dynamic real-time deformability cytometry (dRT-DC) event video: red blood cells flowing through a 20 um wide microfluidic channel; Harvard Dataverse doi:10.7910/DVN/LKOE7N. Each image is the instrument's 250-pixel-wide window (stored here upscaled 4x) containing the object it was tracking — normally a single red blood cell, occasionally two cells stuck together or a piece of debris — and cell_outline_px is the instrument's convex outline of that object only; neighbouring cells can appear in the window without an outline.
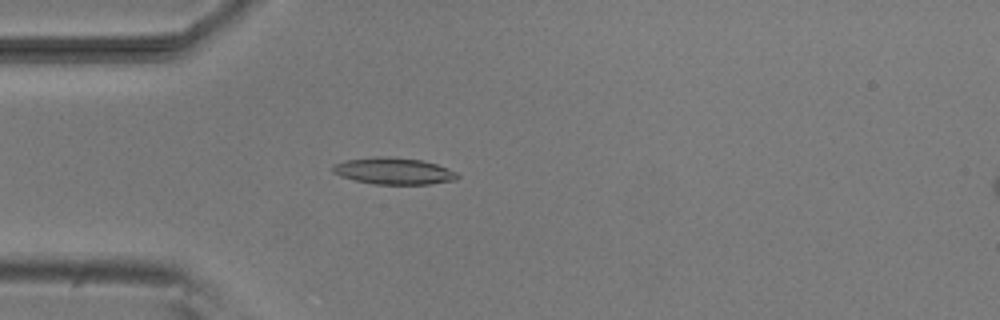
{"species": "common noctule bat (a hibernating species)", "species_latin": "Nyctalus noctula", "temperature_condition": "room temperature", "stored_images_in_passage": 44, "camera_frame_rate_fps": 3000, "um_per_image_px": 0.085, "animal": {"sex": "male", "body_mass_g": 20.5, "forearm_length_mm": 52.5}, "frame": {"image": 1, "passage_image": 6, "time_ms": 1.667, "image_size_px": [1000, 320], "cell_outline_px": [[460, 176], [456, 180], [428, 184], [372, 184], [340, 176], [332, 172], [332, 164], [344, 160], [376, 156], [388, 156], [420, 160], [436, 164], [448, 168], [456, 172]], "centroid_in_image_um": [33.43, 14.53], "position_along_channel_um": 51.6, "area_um2": 19.48}}
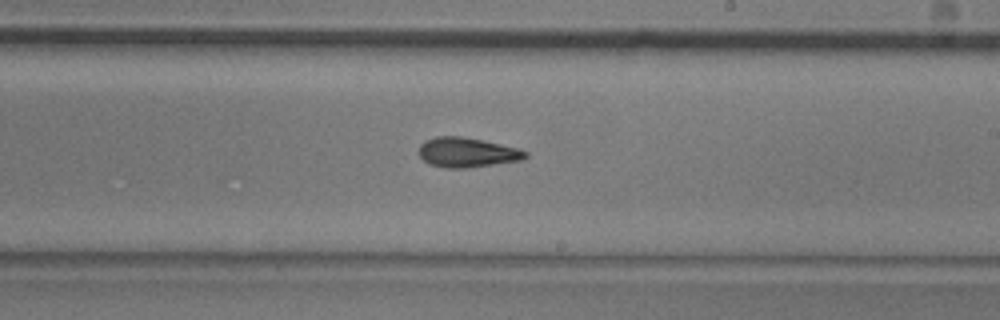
{"frame": {"image": 2, "passage_image": 22, "time_ms": 7.0, "image_size_px": [1000, 320], "cell_outline_px": [[528, 156], [520, 160], [464, 168], [444, 168], [428, 164], [416, 152], [420, 144], [424, 140], [436, 136], [460, 136], [484, 140], [520, 148], [528, 152]], "centroid_in_image_um": [39.66, 12.94], "position_along_channel_um": 249.3, "area_um2": 18.67}}
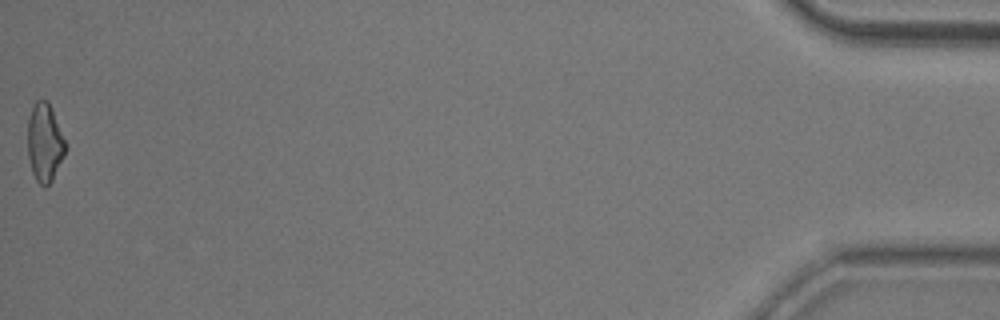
{"frame": {"image": 3, "passage_image": 44, "time_ms": 14.333, "image_size_px": [1000, 320], "cell_outline_px": [[64, 156], [52, 180], [44, 188], [36, 180], [32, 172], [28, 156], [28, 120], [32, 108], [36, 100], [48, 100], [64, 140]], "centroid_in_image_um": [3.77, 12.14], "position_along_channel_um": 431.4, "area_um2": 16.82}, "authors_computed_cell_mechanics": {"area_um2": 18.0047, "velocity_mm_per_s": 3.8438, "shape_relaxation_time_tau1_ms": 6.7989, "shape_relaxation_time_tau2_ms": 4.8214, "deformation_change_tau1": 0.1864, "deformation_change_tau2": 0.1509}}